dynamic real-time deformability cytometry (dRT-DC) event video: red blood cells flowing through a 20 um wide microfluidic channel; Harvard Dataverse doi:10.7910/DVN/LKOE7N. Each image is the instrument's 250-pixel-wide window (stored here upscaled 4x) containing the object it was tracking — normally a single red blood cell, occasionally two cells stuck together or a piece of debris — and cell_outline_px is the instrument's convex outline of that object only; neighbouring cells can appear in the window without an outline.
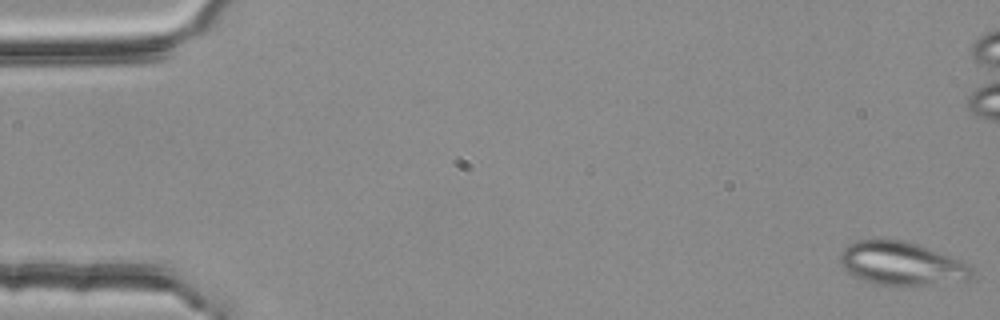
{"species": "common noctule bat (a hibernating species)", "species_latin": "Nyctalus noctula", "temperature_condition": "room temperature", "stored_images_in_passage": 3, "camera_frame_rate_fps": 3000, "um_per_image_px": 0.085, "animal": {"sex": "female", "body_mass_g": 25.1}, "frame": {"image": 1, "passage_image": 1, "time_ms": 0.0, "image_size_px": [1000, 320], "cell_outline_px": [[972, 276], [968, 280], [928, 284], [876, 284], [864, 280], [848, 272], [840, 264], [840, 252], [848, 244], [856, 240], [884, 236], [904, 240], [916, 244], [968, 264], [972, 268]], "centroid_in_image_um": [76.55, 22.35], "position_along_channel_um": 8.5, "area_um2": 33.12}}